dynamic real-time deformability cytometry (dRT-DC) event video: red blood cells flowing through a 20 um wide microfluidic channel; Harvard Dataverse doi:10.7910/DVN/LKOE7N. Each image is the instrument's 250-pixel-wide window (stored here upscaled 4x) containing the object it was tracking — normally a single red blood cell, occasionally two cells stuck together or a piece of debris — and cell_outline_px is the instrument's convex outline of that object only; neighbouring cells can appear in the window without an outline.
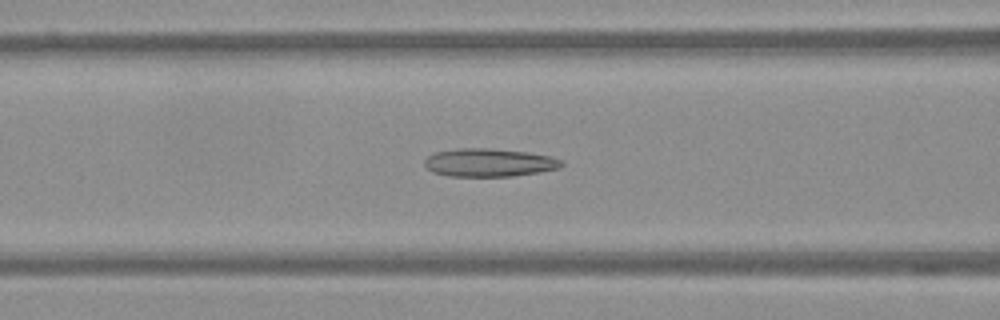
{"species": "Egyptian fruit bat (a non-hibernating species)", "species_latin": "Rousettus aegyptiacus", "temperature_condition": "warm", "stored_images_in_passage": 46, "camera_frame_rate_fps": 3000, "um_per_image_px": 0.085, "frame": {"image": 1, "passage_image": 14, "time_ms": 4.333, "image_size_px": [1000, 320], "cell_outline_px": [[564, 164], [560, 168], [540, 172], [512, 176], [448, 176], [432, 172], [424, 164], [424, 160], [428, 156], [436, 152], [460, 148], [488, 148], [524, 152], [552, 156], [564, 160]], "centroid_in_image_um": [41.6, 13.82], "position_along_channel_um": 125.0, "area_um2": 22.48}}
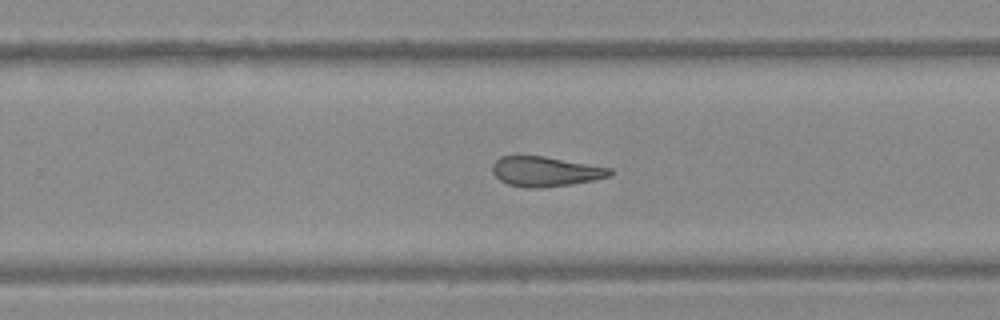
{"frame": {"image": 2, "passage_image": 27, "time_ms": 8.667, "image_size_px": [1000, 320], "cell_outline_px": [[612, 176], [572, 184], [540, 188], [524, 188], [508, 184], [500, 180], [492, 172], [492, 164], [500, 156], [544, 156], [612, 168]], "centroid_in_image_um": [46.35, 14.58], "position_along_channel_um": 283.4, "area_um2": 20.52}}
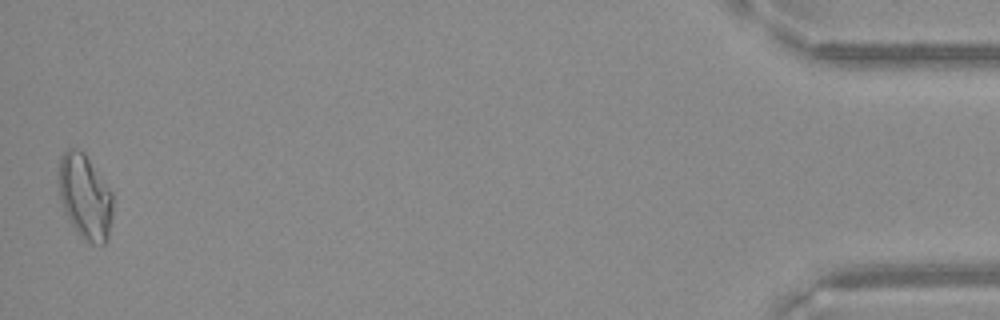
{"frame": {"image": 3, "passage_image": 46, "time_ms": 15.0, "image_size_px": [1000, 320], "cell_outline_px": [[112, 216], [108, 240], [104, 244], [92, 244], [84, 240], [80, 236], [68, 220], [64, 212], [60, 196], [60, 156], [68, 148], [76, 148], [84, 152], [112, 192]], "centroid_in_image_um": [7.24, 16.75], "position_along_channel_um": 428.0, "area_um2": 26.7}}